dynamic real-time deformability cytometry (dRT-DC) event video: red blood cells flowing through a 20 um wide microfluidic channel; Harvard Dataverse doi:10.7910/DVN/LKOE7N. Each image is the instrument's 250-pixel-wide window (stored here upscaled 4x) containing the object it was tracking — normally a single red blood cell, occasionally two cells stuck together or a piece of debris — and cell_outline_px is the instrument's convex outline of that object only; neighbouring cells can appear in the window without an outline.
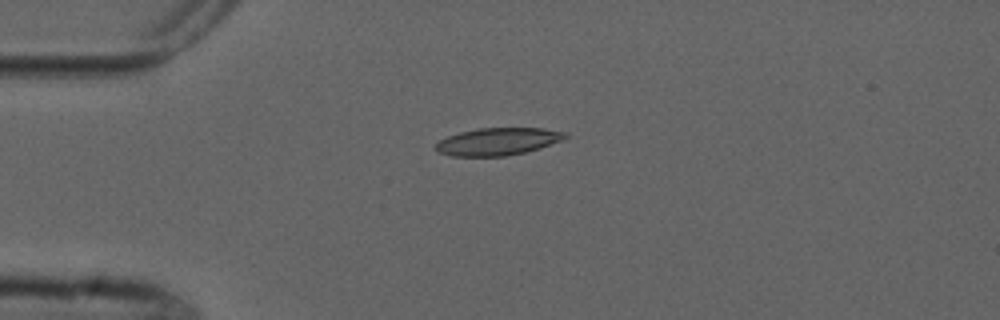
{"species": "common noctule bat (a hibernating species)", "species_latin": "Nyctalus noctula", "temperature_condition": "cold", "stored_images_in_passage": 9, "camera_frame_rate_fps": 3000, "um_per_image_px": 0.085, "animal": {"sex": "male", "forearm_length_mm": 52.5}, "frame": {"image": 1, "passage_image": 3, "time_ms": 3.667, "image_size_px": [1000, 320], "cell_outline_px": [[568, 136], [564, 140], [540, 148], [524, 152], [504, 156], [452, 156], [440, 152], [436, 148], [436, 144], [440, 140], [448, 136], [460, 132], [476, 128], [544, 128], [568, 132]], "centroid_in_image_um": [42.38, 12.02], "position_along_channel_um": 42.6, "area_um2": 20.69}}
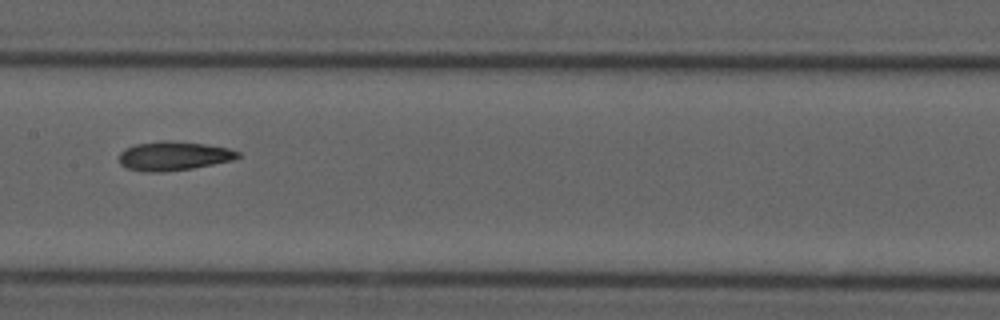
{"frame": {"image": 2, "passage_image": 7, "time_ms": 8.333, "image_size_px": [1000, 320], "cell_outline_px": [[240, 156], [232, 160], [192, 168], [160, 172], [148, 172], [128, 168], [120, 164], [120, 152], [124, 148], [136, 144], [160, 140], [168, 140], [204, 144], [228, 148], [240, 152]], "centroid_in_image_um": [14.74, 13.24], "position_along_channel_um": 192.7, "area_um2": 19.94}}
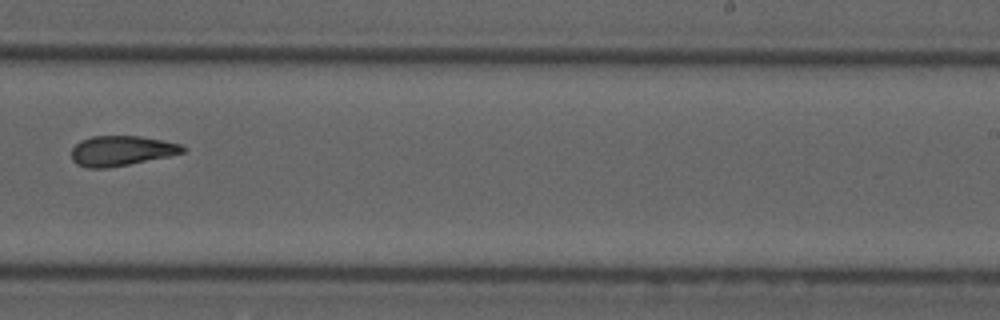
{"frame": {"image": 3, "passage_image": 9, "time_ms": 10.667, "image_size_px": [1000, 320], "cell_outline_px": [[188, 148], [184, 152], [168, 156], [108, 168], [88, 168], [76, 164], [72, 160], [72, 148], [80, 140], [92, 136], [140, 136], [164, 140], [180, 144]], "centroid_in_image_um": [10.31, 12.81], "position_along_channel_um": 278.7, "area_um2": 19.48}}